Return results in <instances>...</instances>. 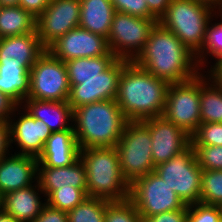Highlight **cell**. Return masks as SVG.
Masks as SVG:
<instances>
[{"instance_id":"d590c367","label":"cell","mask_w":222,"mask_h":222,"mask_svg":"<svg viewBox=\"0 0 222 222\" xmlns=\"http://www.w3.org/2000/svg\"><path fill=\"white\" fill-rule=\"evenodd\" d=\"M116 12L140 18H156L148 9L145 0H111Z\"/></svg>"},{"instance_id":"ee69618b","label":"cell","mask_w":222,"mask_h":222,"mask_svg":"<svg viewBox=\"0 0 222 222\" xmlns=\"http://www.w3.org/2000/svg\"><path fill=\"white\" fill-rule=\"evenodd\" d=\"M0 222H18L14 217L8 213L1 211L0 212Z\"/></svg>"},{"instance_id":"d4e9b609","label":"cell","mask_w":222,"mask_h":222,"mask_svg":"<svg viewBox=\"0 0 222 222\" xmlns=\"http://www.w3.org/2000/svg\"><path fill=\"white\" fill-rule=\"evenodd\" d=\"M36 32V18L20 6L0 7V39Z\"/></svg>"},{"instance_id":"1f68e13d","label":"cell","mask_w":222,"mask_h":222,"mask_svg":"<svg viewBox=\"0 0 222 222\" xmlns=\"http://www.w3.org/2000/svg\"><path fill=\"white\" fill-rule=\"evenodd\" d=\"M105 222H143V220L130 199L124 201L107 200Z\"/></svg>"},{"instance_id":"8992f818","label":"cell","mask_w":222,"mask_h":222,"mask_svg":"<svg viewBox=\"0 0 222 222\" xmlns=\"http://www.w3.org/2000/svg\"><path fill=\"white\" fill-rule=\"evenodd\" d=\"M152 140L149 129L141 121H128L115 146L120 168L131 184L138 177L154 172Z\"/></svg>"},{"instance_id":"8d00e7d4","label":"cell","mask_w":222,"mask_h":222,"mask_svg":"<svg viewBox=\"0 0 222 222\" xmlns=\"http://www.w3.org/2000/svg\"><path fill=\"white\" fill-rule=\"evenodd\" d=\"M188 205L180 210L168 211L149 217H142L143 222H187Z\"/></svg>"},{"instance_id":"5b68a950","label":"cell","mask_w":222,"mask_h":222,"mask_svg":"<svg viewBox=\"0 0 222 222\" xmlns=\"http://www.w3.org/2000/svg\"><path fill=\"white\" fill-rule=\"evenodd\" d=\"M215 8L219 6L210 0H171L158 22L196 55L203 46L207 25L216 15Z\"/></svg>"},{"instance_id":"603a6c76","label":"cell","mask_w":222,"mask_h":222,"mask_svg":"<svg viewBox=\"0 0 222 222\" xmlns=\"http://www.w3.org/2000/svg\"><path fill=\"white\" fill-rule=\"evenodd\" d=\"M29 69L17 59H0V92L20 106L29 94Z\"/></svg>"},{"instance_id":"277c9868","label":"cell","mask_w":222,"mask_h":222,"mask_svg":"<svg viewBox=\"0 0 222 222\" xmlns=\"http://www.w3.org/2000/svg\"><path fill=\"white\" fill-rule=\"evenodd\" d=\"M79 158L87 178V196L108 201H124L130 196V183L120 168L116 147L83 148Z\"/></svg>"},{"instance_id":"74e56055","label":"cell","mask_w":222,"mask_h":222,"mask_svg":"<svg viewBox=\"0 0 222 222\" xmlns=\"http://www.w3.org/2000/svg\"><path fill=\"white\" fill-rule=\"evenodd\" d=\"M33 222H68L66 211L55 209L46 204Z\"/></svg>"},{"instance_id":"484cf974","label":"cell","mask_w":222,"mask_h":222,"mask_svg":"<svg viewBox=\"0 0 222 222\" xmlns=\"http://www.w3.org/2000/svg\"><path fill=\"white\" fill-rule=\"evenodd\" d=\"M204 77L205 76L201 72L200 74L201 123L222 122V86H220L212 77H210V75H207V78Z\"/></svg>"},{"instance_id":"7a4b0ae2","label":"cell","mask_w":222,"mask_h":222,"mask_svg":"<svg viewBox=\"0 0 222 222\" xmlns=\"http://www.w3.org/2000/svg\"><path fill=\"white\" fill-rule=\"evenodd\" d=\"M169 83L129 61L119 77L116 102L128 121L162 116Z\"/></svg>"},{"instance_id":"9a60e30c","label":"cell","mask_w":222,"mask_h":222,"mask_svg":"<svg viewBox=\"0 0 222 222\" xmlns=\"http://www.w3.org/2000/svg\"><path fill=\"white\" fill-rule=\"evenodd\" d=\"M47 50L63 62L74 58L114 55L107 38L77 27L53 42Z\"/></svg>"},{"instance_id":"7c38bea8","label":"cell","mask_w":222,"mask_h":222,"mask_svg":"<svg viewBox=\"0 0 222 222\" xmlns=\"http://www.w3.org/2000/svg\"><path fill=\"white\" fill-rule=\"evenodd\" d=\"M128 62L117 59L97 78L69 79L70 94L67 102L72 110L97 101L116 99L119 77Z\"/></svg>"},{"instance_id":"e575fe53","label":"cell","mask_w":222,"mask_h":222,"mask_svg":"<svg viewBox=\"0 0 222 222\" xmlns=\"http://www.w3.org/2000/svg\"><path fill=\"white\" fill-rule=\"evenodd\" d=\"M187 222H222V206L200 202L188 205Z\"/></svg>"},{"instance_id":"f1b7e54d","label":"cell","mask_w":222,"mask_h":222,"mask_svg":"<svg viewBox=\"0 0 222 222\" xmlns=\"http://www.w3.org/2000/svg\"><path fill=\"white\" fill-rule=\"evenodd\" d=\"M217 13H219L218 16L221 17V22L212 24V22L209 21L205 31L203 46L201 50L195 55L200 70L204 69L201 68L200 65L203 66L205 64V56H207L208 53L209 56L212 55V58L215 57V65L222 60V12L220 10L218 12L217 10Z\"/></svg>"},{"instance_id":"f546056e","label":"cell","mask_w":222,"mask_h":222,"mask_svg":"<svg viewBox=\"0 0 222 222\" xmlns=\"http://www.w3.org/2000/svg\"><path fill=\"white\" fill-rule=\"evenodd\" d=\"M200 203L222 206V170H202Z\"/></svg>"},{"instance_id":"6da1fadb","label":"cell","mask_w":222,"mask_h":222,"mask_svg":"<svg viewBox=\"0 0 222 222\" xmlns=\"http://www.w3.org/2000/svg\"><path fill=\"white\" fill-rule=\"evenodd\" d=\"M133 62L169 84L188 81L201 73L195 54L159 22Z\"/></svg>"},{"instance_id":"7402d4cb","label":"cell","mask_w":222,"mask_h":222,"mask_svg":"<svg viewBox=\"0 0 222 222\" xmlns=\"http://www.w3.org/2000/svg\"><path fill=\"white\" fill-rule=\"evenodd\" d=\"M45 50L37 33L0 39V59H17L29 70Z\"/></svg>"},{"instance_id":"836d02e7","label":"cell","mask_w":222,"mask_h":222,"mask_svg":"<svg viewBox=\"0 0 222 222\" xmlns=\"http://www.w3.org/2000/svg\"><path fill=\"white\" fill-rule=\"evenodd\" d=\"M202 170H222V146H193Z\"/></svg>"},{"instance_id":"8fae6325","label":"cell","mask_w":222,"mask_h":222,"mask_svg":"<svg viewBox=\"0 0 222 222\" xmlns=\"http://www.w3.org/2000/svg\"><path fill=\"white\" fill-rule=\"evenodd\" d=\"M129 199L141 217L182 209L185 204L155 171L130 184Z\"/></svg>"},{"instance_id":"d6a6232c","label":"cell","mask_w":222,"mask_h":222,"mask_svg":"<svg viewBox=\"0 0 222 222\" xmlns=\"http://www.w3.org/2000/svg\"><path fill=\"white\" fill-rule=\"evenodd\" d=\"M192 146H222V122L201 123L191 135Z\"/></svg>"},{"instance_id":"44dd1931","label":"cell","mask_w":222,"mask_h":222,"mask_svg":"<svg viewBox=\"0 0 222 222\" xmlns=\"http://www.w3.org/2000/svg\"><path fill=\"white\" fill-rule=\"evenodd\" d=\"M24 102V108L21 109H25L35 119L43 121L52 132L68 130L72 127L73 110L67 101L26 98Z\"/></svg>"},{"instance_id":"4fadbf2b","label":"cell","mask_w":222,"mask_h":222,"mask_svg":"<svg viewBox=\"0 0 222 222\" xmlns=\"http://www.w3.org/2000/svg\"><path fill=\"white\" fill-rule=\"evenodd\" d=\"M80 8V0H50L36 18V32L46 49L59 37L79 27Z\"/></svg>"},{"instance_id":"30bf717a","label":"cell","mask_w":222,"mask_h":222,"mask_svg":"<svg viewBox=\"0 0 222 222\" xmlns=\"http://www.w3.org/2000/svg\"><path fill=\"white\" fill-rule=\"evenodd\" d=\"M159 20L115 12L107 37L110 51L118 58L133 61L144 48L149 33Z\"/></svg>"},{"instance_id":"ac0fdd59","label":"cell","mask_w":222,"mask_h":222,"mask_svg":"<svg viewBox=\"0 0 222 222\" xmlns=\"http://www.w3.org/2000/svg\"><path fill=\"white\" fill-rule=\"evenodd\" d=\"M80 148L73 126L68 130L52 132L42 153L37 158L38 167H66L79 159Z\"/></svg>"},{"instance_id":"83f0119b","label":"cell","mask_w":222,"mask_h":222,"mask_svg":"<svg viewBox=\"0 0 222 222\" xmlns=\"http://www.w3.org/2000/svg\"><path fill=\"white\" fill-rule=\"evenodd\" d=\"M107 200L86 197L74 209L67 212L68 222H105Z\"/></svg>"},{"instance_id":"5bb4252c","label":"cell","mask_w":222,"mask_h":222,"mask_svg":"<svg viewBox=\"0 0 222 222\" xmlns=\"http://www.w3.org/2000/svg\"><path fill=\"white\" fill-rule=\"evenodd\" d=\"M150 132L154 166L167 162L191 145V136L163 116L141 121Z\"/></svg>"},{"instance_id":"3957f363","label":"cell","mask_w":222,"mask_h":222,"mask_svg":"<svg viewBox=\"0 0 222 222\" xmlns=\"http://www.w3.org/2000/svg\"><path fill=\"white\" fill-rule=\"evenodd\" d=\"M73 121L80 149L115 147L128 122L115 99L75 108Z\"/></svg>"},{"instance_id":"ba28073f","label":"cell","mask_w":222,"mask_h":222,"mask_svg":"<svg viewBox=\"0 0 222 222\" xmlns=\"http://www.w3.org/2000/svg\"><path fill=\"white\" fill-rule=\"evenodd\" d=\"M27 98L46 101H68L70 84L65 62L47 49L29 70Z\"/></svg>"},{"instance_id":"60d3db41","label":"cell","mask_w":222,"mask_h":222,"mask_svg":"<svg viewBox=\"0 0 222 222\" xmlns=\"http://www.w3.org/2000/svg\"><path fill=\"white\" fill-rule=\"evenodd\" d=\"M10 127L9 122L0 121V159L9 154L10 147ZM8 151V153H7Z\"/></svg>"},{"instance_id":"f6af8a7d","label":"cell","mask_w":222,"mask_h":222,"mask_svg":"<svg viewBox=\"0 0 222 222\" xmlns=\"http://www.w3.org/2000/svg\"><path fill=\"white\" fill-rule=\"evenodd\" d=\"M19 6V0H0V7Z\"/></svg>"},{"instance_id":"7bdbcfd3","label":"cell","mask_w":222,"mask_h":222,"mask_svg":"<svg viewBox=\"0 0 222 222\" xmlns=\"http://www.w3.org/2000/svg\"><path fill=\"white\" fill-rule=\"evenodd\" d=\"M210 77H212L220 86H222V60L210 68Z\"/></svg>"},{"instance_id":"7dc6e473","label":"cell","mask_w":222,"mask_h":222,"mask_svg":"<svg viewBox=\"0 0 222 222\" xmlns=\"http://www.w3.org/2000/svg\"><path fill=\"white\" fill-rule=\"evenodd\" d=\"M210 1L214 2L217 5H219L222 2V0H210Z\"/></svg>"},{"instance_id":"9c48e42d","label":"cell","mask_w":222,"mask_h":222,"mask_svg":"<svg viewBox=\"0 0 222 222\" xmlns=\"http://www.w3.org/2000/svg\"><path fill=\"white\" fill-rule=\"evenodd\" d=\"M162 116L190 136L201 124L200 73L192 79L169 84Z\"/></svg>"},{"instance_id":"d6986e66","label":"cell","mask_w":222,"mask_h":222,"mask_svg":"<svg viewBox=\"0 0 222 222\" xmlns=\"http://www.w3.org/2000/svg\"><path fill=\"white\" fill-rule=\"evenodd\" d=\"M37 181L45 198L60 188H87L86 170L80 158L66 167H38Z\"/></svg>"},{"instance_id":"b9f144b4","label":"cell","mask_w":222,"mask_h":222,"mask_svg":"<svg viewBox=\"0 0 222 222\" xmlns=\"http://www.w3.org/2000/svg\"><path fill=\"white\" fill-rule=\"evenodd\" d=\"M149 11L158 19L166 13L171 0H145Z\"/></svg>"},{"instance_id":"52a82bcc","label":"cell","mask_w":222,"mask_h":222,"mask_svg":"<svg viewBox=\"0 0 222 222\" xmlns=\"http://www.w3.org/2000/svg\"><path fill=\"white\" fill-rule=\"evenodd\" d=\"M154 171L185 205L200 202L202 168L198 165L192 145L167 162L157 165Z\"/></svg>"},{"instance_id":"4316f807","label":"cell","mask_w":222,"mask_h":222,"mask_svg":"<svg viewBox=\"0 0 222 222\" xmlns=\"http://www.w3.org/2000/svg\"><path fill=\"white\" fill-rule=\"evenodd\" d=\"M118 58L115 55L74 58L65 62L68 79H91L100 76Z\"/></svg>"},{"instance_id":"bcb514c9","label":"cell","mask_w":222,"mask_h":222,"mask_svg":"<svg viewBox=\"0 0 222 222\" xmlns=\"http://www.w3.org/2000/svg\"><path fill=\"white\" fill-rule=\"evenodd\" d=\"M4 194L0 191V212L3 211Z\"/></svg>"},{"instance_id":"ffe728a7","label":"cell","mask_w":222,"mask_h":222,"mask_svg":"<svg viewBox=\"0 0 222 222\" xmlns=\"http://www.w3.org/2000/svg\"><path fill=\"white\" fill-rule=\"evenodd\" d=\"M36 182L34 186L31 185L4 194L3 211L14 217L18 222H33L47 204L40 201L41 198L38 192L40 191V194L44 193L38 181Z\"/></svg>"},{"instance_id":"ab89813d","label":"cell","mask_w":222,"mask_h":222,"mask_svg":"<svg viewBox=\"0 0 222 222\" xmlns=\"http://www.w3.org/2000/svg\"><path fill=\"white\" fill-rule=\"evenodd\" d=\"M50 0H19V6L37 18L48 7Z\"/></svg>"},{"instance_id":"4dcf8cb0","label":"cell","mask_w":222,"mask_h":222,"mask_svg":"<svg viewBox=\"0 0 222 222\" xmlns=\"http://www.w3.org/2000/svg\"><path fill=\"white\" fill-rule=\"evenodd\" d=\"M87 196V188H60L54 190L46 199V203L55 209L70 211L79 205Z\"/></svg>"},{"instance_id":"cb8c5ba5","label":"cell","mask_w":222,"mask_h":222,"mask_svg":"<svg viewBox=\"0 0 222 222\" xmlns=\"http://www.w3.org/2000/svg\"><path fill=\"white\" fill-rule=\"evenodd\" d=\"M79 27L107 38L114 13L111 0H80Z\"/></svg>"},{"instance_id":"e0dca14e","label":"cell","mask_w":222,"mask_h":222,"mask_svg":"<svg viewBox=\"0 0 222 222\" xmlns=\"http://www.w3.org/2000/svg\"><path fill=\"white\" fill-rule=\"evenodd\" d=\"M11 155L0 159V191L3 194L31 186L38 176L36 157L16 153Z\"/></svg>"},{"instance_id":"2e32d148","label":"cell","mask_w":222,"mask_h":222,"mask_svg":"<svg viewBox=\"0 0 222 222\" xmlns=\"http://www.w3.org/2000/svg\"><path fill=\"white\" fill-rule=\"evenodd\" d=\"M23 113H18L21 116L16 122L15 118L9 120L10 143L18 144L20 152L17 154L38 158L52 131L43 121L35 119L25 109Z\"/></svg>"},{"instance_id":"f35d334b","label":"cell","mask_w":222,"mask_h":222,"mask_svg":"<svg viewBox=\"0 0 222 222\" xmlns=\"http://www.w3.org/2000/svg\"><path fill=\"white\" fill-rule=\"evenodd\" d=\"M18 106L19 104L9 95L0 92V121L9 122L13 113L18 111Z\"/></svg>"},{"instance_id":"c3c4849f","label":"cell","mask_w":222,"mask_h":222,"mask_svg":"<svg viewBox=\"0 0 222 222\" xmlns=\"http://www.w3.org/2000/svg\"><path fill=\"white\" fill-rule=\"evenodd\" d=\"M218 6H219L218 10L222 12V2Z\"/></svg>"}]
</instances>
